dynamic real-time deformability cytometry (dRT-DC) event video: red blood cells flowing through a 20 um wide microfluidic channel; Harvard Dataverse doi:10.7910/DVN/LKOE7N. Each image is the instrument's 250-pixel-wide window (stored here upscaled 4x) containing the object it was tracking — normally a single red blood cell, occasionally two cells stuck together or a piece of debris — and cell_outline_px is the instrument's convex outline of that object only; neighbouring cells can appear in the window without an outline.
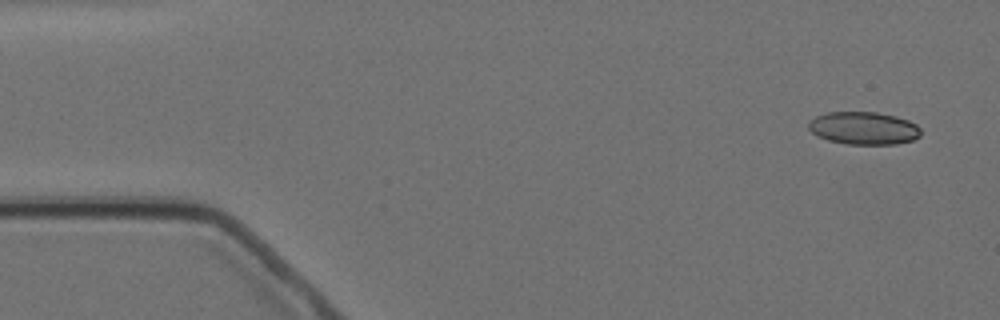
{"species": "Egyptian fruit bat (a non-hibernating species)", "species_latin": "Rousettus aegyptiacus", "temperature_condition": "cold", "stored_images_in_passage": 8, "camera_frame_rate_fps": 3000, "um_per_image_px": 0.085, "animal": {"sex": "female"}, "frame": {"image": 1, "passage_image": 1, "time_ms": 0.0, "image_size_px": [1000, 320], "cell_outline_px": [[920, 136], [912, 140], [896, 144], [844, 144], [828, 140], [816, 136], [808, 128], [808, 120], [816, 116], [828, 112], [876, 112], [896, 116], [908, 120], [916, 124], [920, 128]], "centroid_in_image_um": [73.39, 10.89], "position_along_channel_um": 11.6, "area_um2": 21.56}}
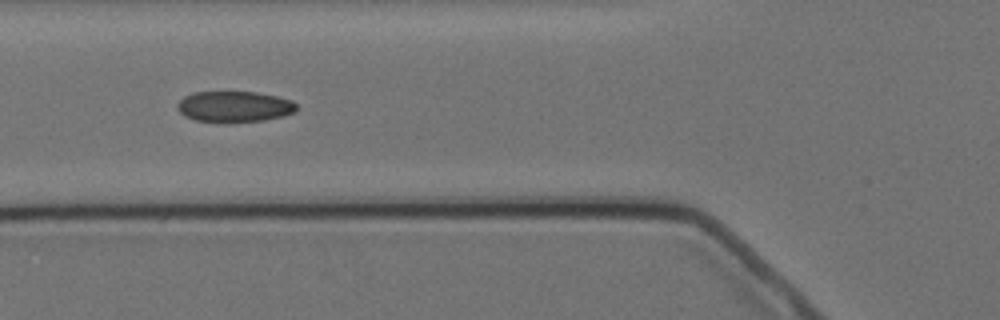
{"frame": {"image": 2, "passage_image": 5, "time_ms": 5.667, "image_size_px": [1000, 320], "cell_outline_px": [[296, 112], [264, 120], [228, 124], [196, 120], [184, 116], [176, 108], [176, 104], [184, 96], [196, 92], [256, 92], [276, 96], [292, 100], [296, 104]], "centroid_in_image_um": [19.89, 9.08], "position_along_channel_um": 105.9, "area_um2": 21.79}}
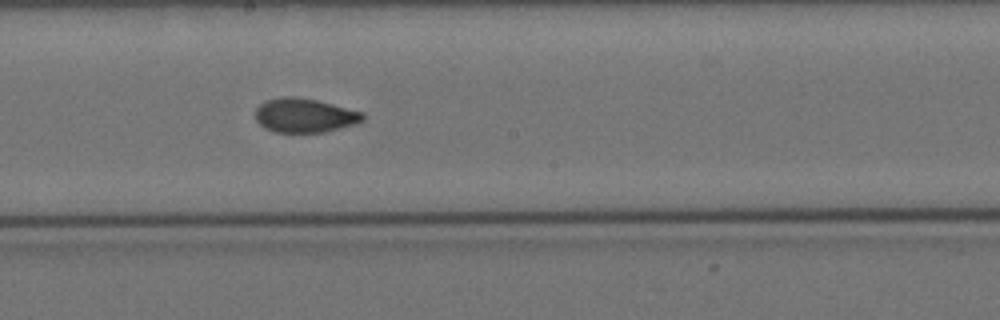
{"frame": {"image": 3, "passage_image": 8, "time_ms": 9.0, "image_size_px": [1000, 320], "cell_outline_px": [[364, 120], [356, 124], [324, 132], [272, 132], [264, 128], [256, 120], [256, 108], [264, 100], [280, 96], [292, 96], [316, 100], [364, 112]], "centroid_in_image_um": [25.87, 9.8], "position_along_channel_um": 222.3, "area_um2": 21.5}}